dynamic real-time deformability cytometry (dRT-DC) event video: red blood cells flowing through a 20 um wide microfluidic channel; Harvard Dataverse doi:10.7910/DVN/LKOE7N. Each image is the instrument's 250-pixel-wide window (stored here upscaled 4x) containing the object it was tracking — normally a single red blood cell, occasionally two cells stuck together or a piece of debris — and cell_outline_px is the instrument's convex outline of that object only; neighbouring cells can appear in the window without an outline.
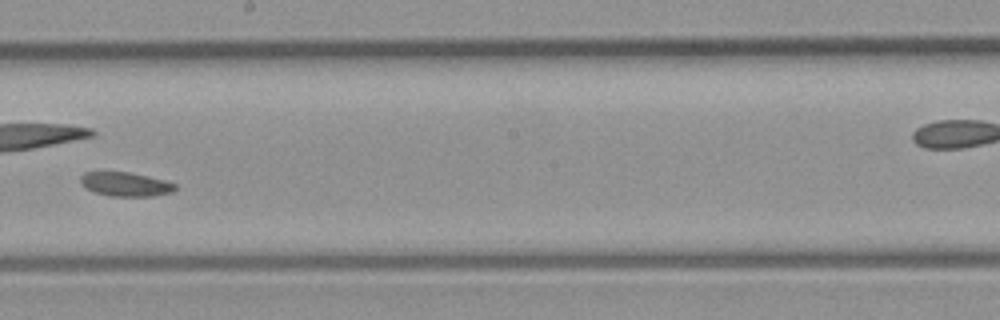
{"species": "common noctule bat (a hibernating species)", "species_latin": "Nyctalus noctula", "temperature_condition": "room temperature", "stored_images_in_passage": 30, "camera_frame_rate_fps": 3000, "um_per_image_px": 0.085, "animal": {"sex": "male", "body_mass_g": 23.1, "forearm_length_mm": 52.7}, "frame": {"image": 1, "passage_image": 18, "time_ms": 5.667, "image_size_px": [1000, 320], "cell_outline_px": [[176, 188], [172, 192], [152, 196], [108, 196], [84, 188], [80, 180], [80, 176], [84, 172], [128, 172], [164, 180], [176, 184]], "centroid_in_image_um": [10.64, 15.66], "position_along_channel_um": 237.6, "area_um2": 13.18}}